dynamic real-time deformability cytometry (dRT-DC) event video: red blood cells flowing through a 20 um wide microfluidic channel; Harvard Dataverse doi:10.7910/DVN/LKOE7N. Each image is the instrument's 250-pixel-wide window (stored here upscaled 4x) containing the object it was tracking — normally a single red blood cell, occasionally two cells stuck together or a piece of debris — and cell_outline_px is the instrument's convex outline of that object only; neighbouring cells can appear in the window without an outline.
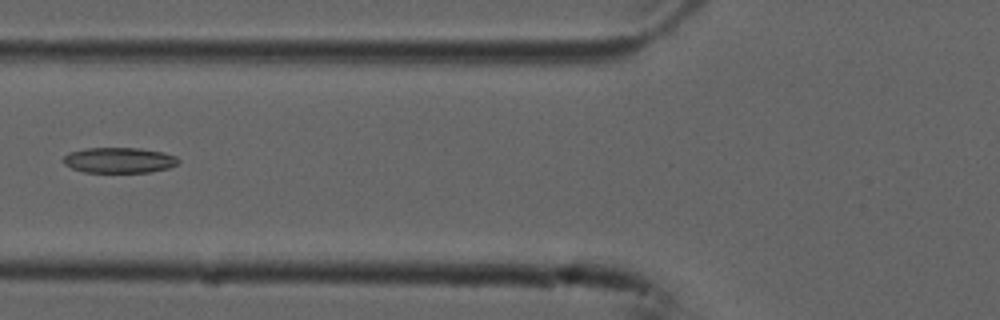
{"species": "common noctule bat (a hibernating species)", "species_latin": "Nyctalus noctula", "temperature_condition": "cold", "stored_images_in_passage": 6, "camera_frame_rate_fps": 3000, "um_per_image_px": 0.085, "animal": {"sex": "male", "forearm_length_mm": 52.5}, "frame": {"image": 1, "passage_image": 6, "time_ms": 1.667, "image_size_px": [1000, 320], "cell_outline_px": [[180, 160], [176, 164], [168, 168], [148, 172], [84, 172], [72, 168], [64, 164], [64, 156], [68, 152], [88, 148], [140, 148], [160, 152], [176, 156]], "centroid_in_image_um": [10.11, 13.61], "position_along_channel_um": 115.7, "area_um2": 16.94}}